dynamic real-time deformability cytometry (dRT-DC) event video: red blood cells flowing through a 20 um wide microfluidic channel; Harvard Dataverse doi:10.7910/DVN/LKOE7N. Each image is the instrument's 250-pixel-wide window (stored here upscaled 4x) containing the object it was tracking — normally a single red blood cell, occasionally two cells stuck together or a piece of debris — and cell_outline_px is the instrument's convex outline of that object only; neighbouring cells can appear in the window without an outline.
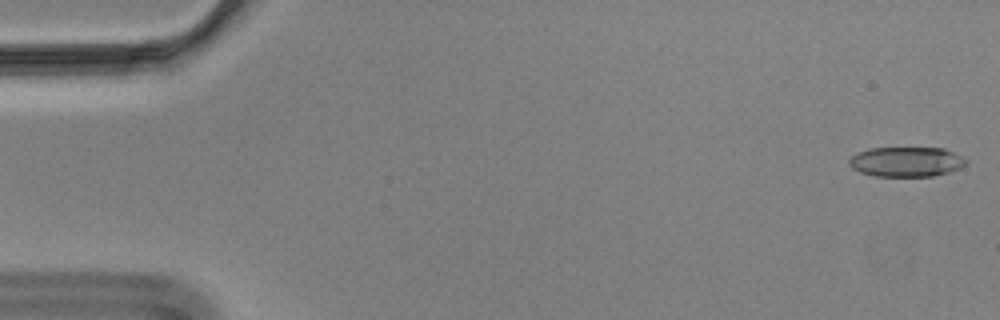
{"species": "Egyptian fruit bat (a non-hibernating species)", "species_latin": "Rousettus aegyptiacus", "temperature_condition": "cold", "stored_images_in_passage": 16, "camera_frame_rate_fps": 3000, "um_per_image_px": 0.085, "animal": {"sex": "male"}, "frame": {"image": 1, "passage_image": 1, "time_ms": 0.0, "image_size_px": [1000, 320], "cell_outline_px": [[968, 160], [960, 168], [948, 172], [932, 176], [876, 176], [860, 172], [852, 168], [848, 164], [848, 160], [852, 156], [860, 152], [872, 148], [944, 148]], "centroid_in_image_um": [77.02, 13.75], "position_along_channel_um": 8.0, "area_um2": 20.11}}